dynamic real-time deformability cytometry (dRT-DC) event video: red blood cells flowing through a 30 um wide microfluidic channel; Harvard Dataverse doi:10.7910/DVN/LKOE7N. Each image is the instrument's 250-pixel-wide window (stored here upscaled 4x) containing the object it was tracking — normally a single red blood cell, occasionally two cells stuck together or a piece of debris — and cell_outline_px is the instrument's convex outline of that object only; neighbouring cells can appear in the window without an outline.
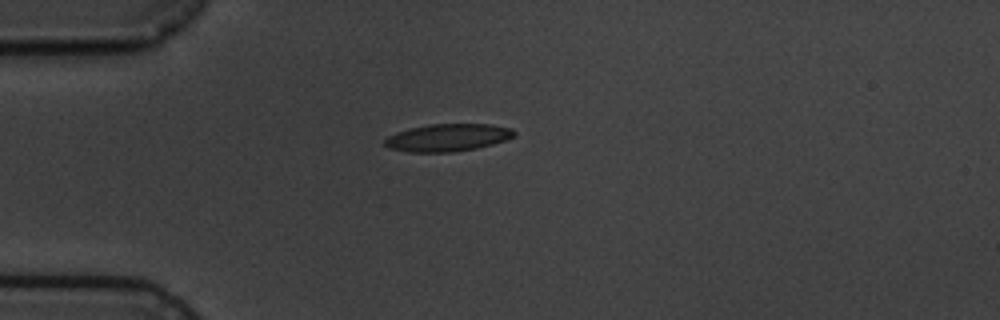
{"species": "common noctule bat (a hibernating species)", "species_latin": "Nyctalus noctula", "temperature_condition": "cold", "stored_images_in_passage": 6, "camera_frame_rate_fps": 3000, "um_per_image_px": 0.085, "animal": {"sex": "male", "body_mass_g": 19.5, "forearm_length_mm": 54.6}, "frame": {"image": 1, "passage_image": 1, "time_ms": 0.0, "image_size_px": [1000, 320], "cell_outline_px": [[516, 132], [512, 136], [504, 140], [492, 144], [476, 148], [452, 152], [408, 152], [388, 148], [384, 144], [384, 140], [388, 136], [396, 132], [408, 128], [428, 124], [488, 124], [512, 128]], "centroid_in_image_um": [38.0, 11.69], "position_along_channel_um": 47.0, "area_um2": 20.69}}
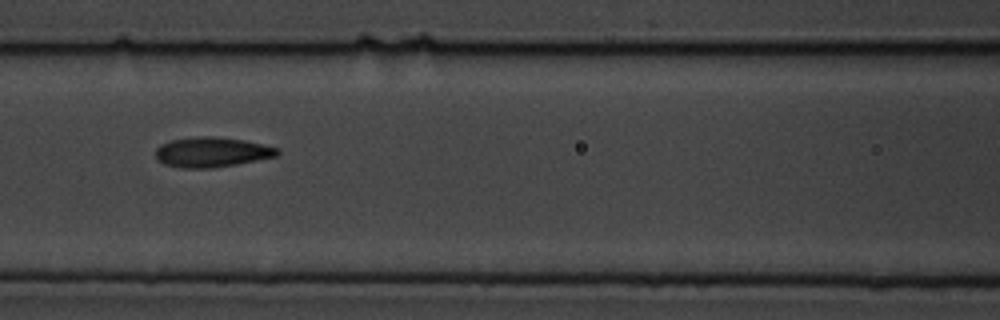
{"frame": {"image": 2, "passage_image": 4, "time_ms": 3.333, "image_size_px": [1000, 320], "cell_outline_px": [[280, 152], [276, 156], [236, 164], [212, 168], [180, 168], [164, 164], [156, 156], [156, 148], [160, 144], [172, 140], [196, 136], [212, 136], [244, 140], [280, 148]], "centroid_in_image_um": [18.0, 12.93], "position_along_channel_um": 148.6, "area_um2": 21.21}}
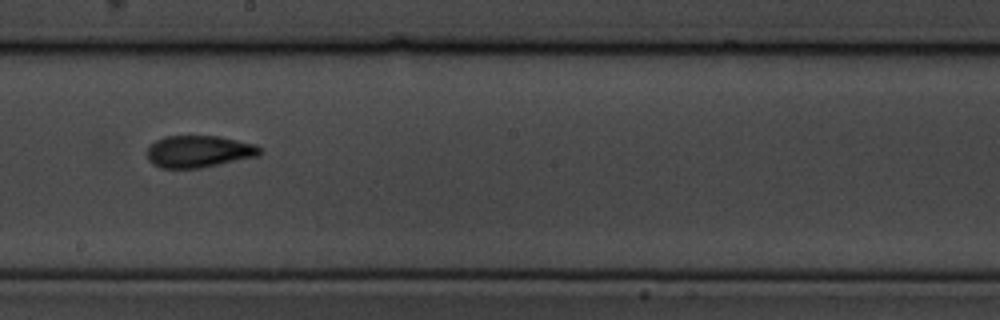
{"frame": {"image": 3, "passage_image": 6, "time_ms": 5.667, "image_size_px": [1000, 320], "cell_outline_px": [[264, 148], [260, 156], [200, 168], [160, 168], [152, 164], [148, 160], [148, 148], [156, 140], [164, 136], [220, 136], [256, 144]], "centroid_in_image_um": [16.96, 12.87], "position_along_channel_um": 231.2, "area_um2": 21.27}}